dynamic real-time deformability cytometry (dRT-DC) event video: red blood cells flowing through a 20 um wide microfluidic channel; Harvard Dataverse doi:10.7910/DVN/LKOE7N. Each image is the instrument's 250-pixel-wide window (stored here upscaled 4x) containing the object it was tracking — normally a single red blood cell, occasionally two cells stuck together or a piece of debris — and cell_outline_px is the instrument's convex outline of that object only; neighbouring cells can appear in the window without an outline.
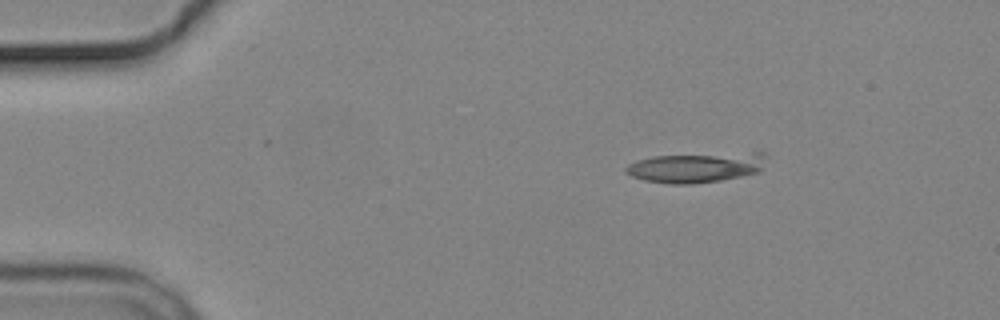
{"species": "common noctule bat (a hibernating species)", "species_latin": "Nyctalus noctula", "temperature_condition": "cold", "stored_images_in_passage": 3, "camera_frame_rate_fps": 3000, "um_per_image_px": 0.085, "animal": {"sex": "male", "body_mass_g": 19.2, "forearm_length_mm": 51.8}, "frame": {"image": 1, "passage_image": 1, "time_ms": 0.0, "image_size_px": [1000, 320], "cell_outline_px": [[764, 156], [760, 172], [720, 180], [692, 184], [672, 184], [644, 180], [632, 176], [624, 172], [624, 168], [628, 164], [636, 160], [652, 156], [752, 152], [764, 152]], "centroid_in_image_um": [59.11, 14.23], "position_along_channel_um": 25.9, "area_um2": 24.45}}